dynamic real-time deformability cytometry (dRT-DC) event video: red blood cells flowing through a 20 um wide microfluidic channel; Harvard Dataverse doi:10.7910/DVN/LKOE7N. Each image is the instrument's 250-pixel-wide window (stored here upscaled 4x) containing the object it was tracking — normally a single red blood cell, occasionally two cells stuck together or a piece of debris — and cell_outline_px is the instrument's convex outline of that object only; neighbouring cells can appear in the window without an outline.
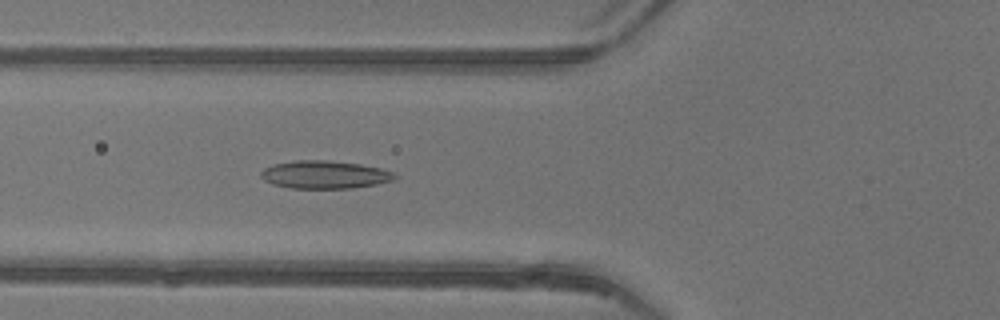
{"species": "common noctule bat (a hibernating species)", "species_latin": "Nyctalus noctula", "temperature_condition": "warm", "stored_images_in_passage": 35, "camera_frame_rate_fps": 3000, "um_per_image_px": 0.085, "animal": {"sex": "female"}, "frame": {"image": 1, "passage_image": 5, "time_ms": 1.333, "image_size_px": [1000, 320], "cell_outline_px": [[396, 176], [392, 180], [376, 184], [352, 188], [292, 188], [272, 184], [264, 180], [260, 176], [260, 172], [264, 168], [276, 164], [292, 160], [328, 160], [360, 164], [380, 168], [392, 172]], "centroid_in_image_um": [27.56, 14.84], "position_along_channel_um": 98.2, "area_um2": 21.62}}
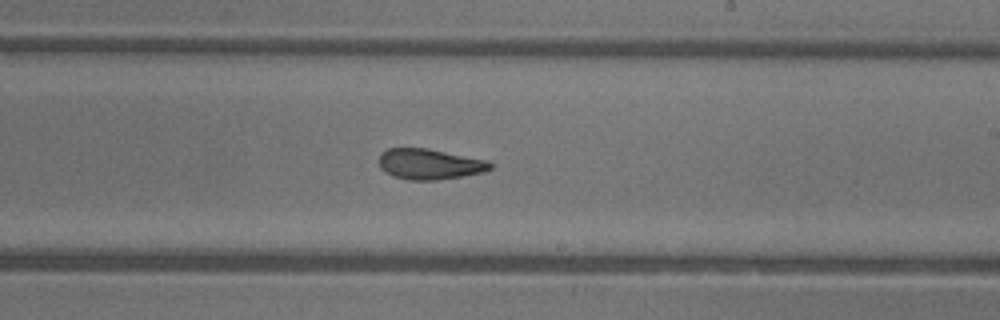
{"frame": {"image": 2, "passage_image": 16, "time_ms": 5.0, "image_size_px": [1000, 320], "cell_outline_px": [[492, 168], [484, 172], [436, 180], [408, 180], [392, 176], [384, 172], [380, 168], [380, 152], [388, 148], [428, 148], [484, 160], [492, 164]], "centroid_in_image_um": [36.45, 13.95], "position_along_channel_um": 252.5, "area_um2": 19.71}}
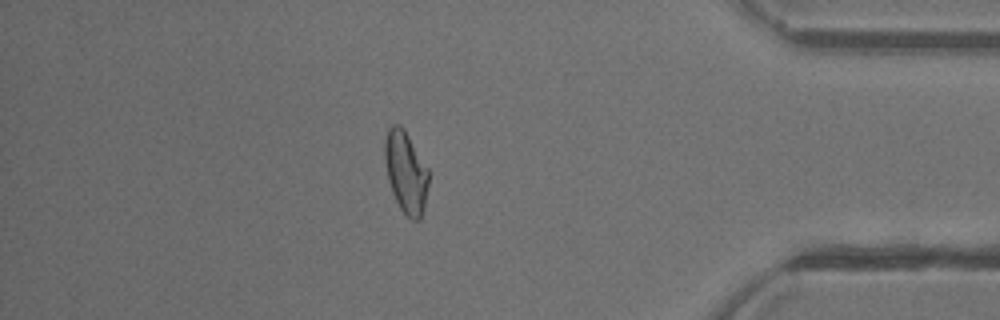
{"frame": {"image": 3, "passage_image": 29, "time_ms": 9.333, "image_size_px": [1000, 320], "cell_outline_px": [[428, 184], [424, 208], [420, 220], [412, 220], [400, 208], [392, 192], [388, 180], [384, 160], [384, 140], [388, 128], [392, 124], [400, 124], [404, 128], [428, 168]], "centroid_in_image_um": [34.48, 14.6], "position_along_channel_um": 400.7, "area_um2": 20.98}, "authors_computed_cell_mechanics": {"area_um2": 20.6346, "velocity_mm_per_s": 4.1959, "shape_relaxation_time_tau1_ms": null, "shape_relaxation_time_tau2_ms": 1.9039, "deformation_change_tau1": null, "deformation_change_tau2": 0.1036}}